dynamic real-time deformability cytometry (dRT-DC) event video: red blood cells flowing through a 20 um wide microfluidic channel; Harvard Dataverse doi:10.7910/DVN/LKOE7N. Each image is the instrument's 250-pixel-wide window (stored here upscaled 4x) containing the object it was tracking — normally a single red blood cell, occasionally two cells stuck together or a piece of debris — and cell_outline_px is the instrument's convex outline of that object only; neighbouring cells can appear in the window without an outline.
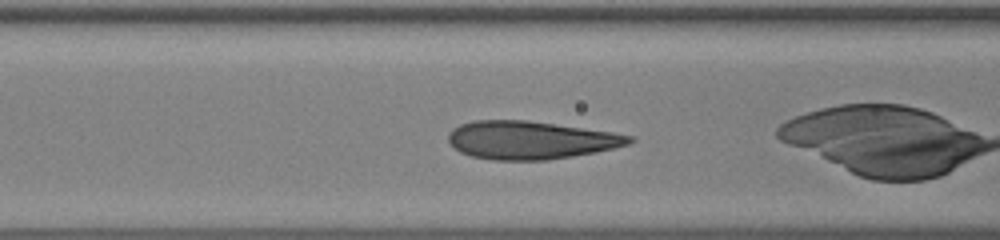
{"species": "human", "species_latin": "Homo sapiens", "temperature_condition": "warm", "stored_images_in_passage": 27, "camera_frame_rate_fps": 3000, "um_per_image_px": 0.085, "donor": {"sex": "male"}, "frame": {"image": 1, "passage_image": 3, "time_ms": 0.667, "image_size_px": [1000, 240], "cell_outline_px": [[636, 140], [628, 144], [596, 152], [548, 160], [492, 160], [472, 156], [460, 152], [448, 140], [448, 132], [452, 128], [460, 124], [476, 120], [524, 120], [612, 132], [632, 136]], "centroid_in_image_um": [45.07, 11.91], "position_along_channel_um": 121.5, "area_um2": 39.88}}
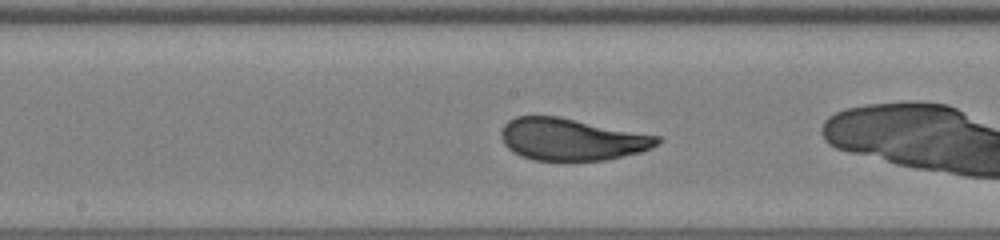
{"frame": {"image": 2, "passage_image": 9, "time_ms": 2.667, "image_size_px": [1000, 240], "cell_outline_px": [[660, 140], [652, 148], [640, 152], [604, 160], [532, 160], [520, 156], [512, 152], [504, 144], [500, 136], [500, 132], [504, 124], [508, 120], [516, 116], [560, 116], [660, 136]], "centroid_in_image_um": [48.55, 11.83], "position_along_channel_um": 199.7, "area_um2": 38.38}}
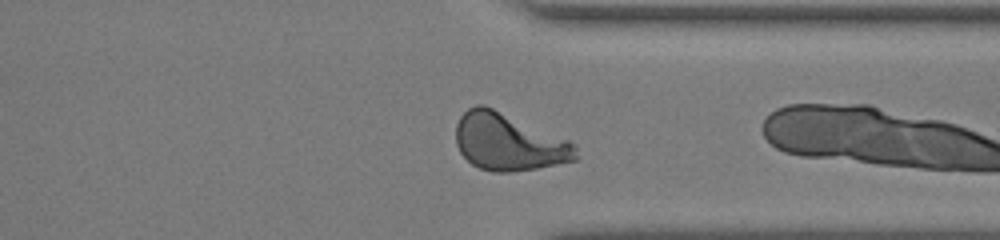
{"frame": {"image": 3, "passage_image": 22, "time_ms": 7.0, "image_size_px": [1000, 240], "cell_outline_px": [[576, 160], [536, 168], [512, 172], [492, 172], [480, 168], [472, 164], [460, 152], [456, 144], [456, 124], [460, 116], [468, 108], [476, 104], [484, 104], [568, 140], [576, 144]], "centroid_in_image_um": [43.19, 12.07], "position_along_channel_um": 368.2, "area_um2": 39.71}, "authors_computed_cell_mechanics": {"area_um2": 38.8994, "velocity_mm_per_s": 3.9032, "shape_relaxation_time_tau1_ms": 3.5628, "shape_relaxation_time_tau2_ms": null, "deformation_change_tau1": 0.1751, "deformation_change_tau2": null}}